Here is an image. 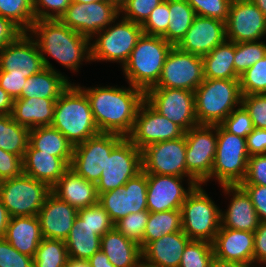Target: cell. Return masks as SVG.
Wrapping results in <instances>:
<instances>
[{
    "label": "cell",
    "mask_w": 266,
    "mask_h": 267,
    "mask_svg": "<svg viewBox=\"0 0 266 267\" xmlns=\"http://www.w3.org/2000/svg\"><path fill=\"white\" fill-rule=\"evenodd\" d=\"M67 76L60 71L49 68L42 69L39 73L27 78L19 98H49L58 99L59 96L70 86Z\"/></svg>",
    "instance_id": "32"
},
{
    "label": "cell",
    "mask_w": 266,
    "mask_h": 267,
    "mask_svg": "<svg viewBox=\"0 0 266 267\" xmlns=\"http://www.w3.org/2000/svg\"><path fill=\"white\" fill-rule=\"evenodd\" d=\"M88 261L91 267H114L107 255L101 250L94 253Z\"/></svg>",
    "instance_id": "60"
},
{
    "label": "cell",
    "mask_w": 266,
    "mask_h": 267,
    "mask_svg": "<svg viewBox=\"0 0 266 267\" xmlns=\"http://www.w3.org/2000/svg\"><path fill=\"white\" fill-rule=\"evenodd\" d=\"M140 267H157V266H154V265H148V264H146V263H144V262L142 261Z\"/></svg>",
    "instance_id": "68"
},
{
    "label": "cell",
    "mask_w": 266,
    "mask_h": 267,
    "mask_svg": "<svg viewBox=\"0 0 266 267\" xmlns=\"http://www.w3.org/2000/svg\"><path fill=\"white\" fill-rule=\"evenodd\" d=\"M163 0H127L120 9L123 18L142 25Z\"/></svg>",
    "instance_id": "49"
},
{
    "label": "cell",
    "mask_w": 266,
    "mask_h": 267,
    "mask_svg": "<svg viewBox=\"0 0 266 267\" xmlns=\"http://www.w3.org/2000/svg\"><path fill=\"white\" fill-rule=\"evenodd\" d=\"M51 192L77 210L98 203L96 184L69 168L51 187Z\"/></svg>",
    "instance_id": "26"
},
{
    "label": "cell",
    "mask_w": 266,
    "mask_h": 267,
    "mask_svg": "<svg viewBox=\"0 0 266 267\" xmlns=\"http://www.w3.org/2000/svg\"><path fill=\"white\" fill-rule=\"evenodd\" d=\"M190 240L183 231L166 234L142 250V261L157 267H179L184 248Z\"/></svg>",
    "instance_id": "27"
},
{
    "label": "cell",
    "mask_w": 266,
    "mask_h": 267,
    "mask_svg": "<svg viewBox=\"0 0 266 267\" xmlns=\"http://www.w3.org/2000/svg\"><path fill=\"white\" fill-rule=\"evenodd\" d=\"M120 16V10L106 0L91 3L71 2L59 20L67 27L93 41L101 30H104Z\"/></svg>",
    "instance_id": "14"
},
{
    "label": "cell",
    "mask_w": 266,
    "mask_h": 267,
    "mask_svg": "<svg viewBox=\"0 0 266 267\" xmlns=\"http://www.w3.org/2000/svg\"><path fill=\"white\" fill-rule=\"evenodd\" d=\"M28 32L36 38L45 68L57 71L45 55L73 72H78L82 61L91 62V40L65 26L59 19L35 20Z\"/></svg>",
    "instance_id": "2"
},
{
    "label": "cell",
    "mask_w": 266,
    "mask_h": 267,
    "mask_svg": "<svg viewBox=\"0 0 266 267\" xmlns=\"http://www.w3.org/2000/svg\"><path fill=\"white\" fill-rule=\"evenodd\" d=\"M182 231L181 210L149 212L143 236V249L166 234Z\"/></svg>",
    "instance_id": "37"
},
{
    "label": "cell",
    "mask_w": 266,
    "mask_h": 267,
    "mask_svg": "<svg viewBox=\"0 0 266 267\" xmlns=\"http://www.w3.org/2000/svg\"><path fill=\"white\" fill-rule=\"evenodd\" d=\"M2 180L0 179V190H1Z\"/></svg>",
    "instance_id": "69"
},
{
    "label": "cell",
    "mask_w": 266,
    "mask_h": 267,
    "mask_svg": "<svg viewBox=\"0 0 266 267\" xmlns=\"http://www.w3.org/2000/svg\"><path fill=\"white\" fill-rule=\"evenodd\" d=\"M196 13L186 0H169V24L162 36L172 46H177L192 25Z\"/></svg>",
    "instance_id": "35"
},
{
    "label": "cell",
    "mask_w": 266,
    "mask_h": 267,
    "mask_svg": "<svg viewBox=\"0 0 266 267\" xmlns=\"http://www.w3.org/2000/svg\"><path fill=\"white\" fill-rule=\"evenodd\" d=\"M72 159H61L35 150L30 144L23 157V172L52 187L70 168Z\"/></svg>",
    "instance_id": "28"
},
{
    "label": "cell",
    "mask_w": 266,
    "mask_h": 267,
    "mask_svg": "<svg viewBox=\"0 0 266 267\" xmlns=\"http://www.w3.org/2000/svg\"><path fill=\"white\" fill-rule=\"evenodd\" d=\"M141 171L142 151L124 137L106 157L105 168L96 184L98 195L124 186Z\"/></svg>",
    "instance_id": "11"
},
{
    "label": "cell",
    "mask_w": 266,
    "mask_h": 267,
    "mask_svg": "<svg viewBox=\"0 0 266 267\" xmlns=\"http://www.w3.org/2000/svg\"><path fill=\"white\" fill-rule=\"evenodd\" d=\"M199 125H218L241 105L239 79H204L194 91Z\"/></svg>",
    "instance_id": "5"
},
{
    "label": "cell",
    "mask_w": 266,
    "mask_h": 267,
    "mask_svg": "<svg viewBox=\"0 0 266 267\" xmlns=\"http://www.w3.org/2000/svg\"><path fill=\"white\" fill-rule=\"evenodd\" d=\"M241 105L249 113L254 127L266 129V94L243 95Z\"/></svg>",
    "instance_id": "50"
},
{
    "label": "cell",
    "mask_w": 266,
    "mask_h": 267,
    "mask_svg": "<svg viewBox=\"0 0 266 267\" xmlns=\"http://www.w3.org/2000/svg\"><path fill=\"white\" fill-rule=\"evenodd\" d=\"M51 126L59 130L73 146L100 133L87 95L79 84L71 83L56 100Z\"/></svg>",
    "instance_id": "3"
},
{
    "label": "cell",
    "mask_w": 266,
    "mask_h": 267,
    "mask_svg": "<svg viewBox=\"0 0 266 267\" xmlns=\"http://www.w3.org/2000/svg\"><path fill=\"white\" fill-rule=\"evenodd\" d=\"M0 15L28 32L35 21L33 0H0Z\"/></svg>",
    "instance_id": "40"
},
{
    "label": "cell",
    "mask_w": 266,
    "mask_h": 267,
    "mask_svg": "<svg viewBox=\"0 0 266 267\" xmlns=\"http://www.w3.org/2000/svg\"><path fill=\"white\" fill-rule=\"evenodd\" d=\"M56 100L49 98L14 99L11 116L19 125L29 129L51 126Z\"/></svg>",
    "instance_id": "31"
},
{
    "label": "cell",
    "mask_w": 266,
    "mask_h": 267,
    "mask_svg": "<svg viewBox=\"0 0 266 267\" xmlns=\"http://www.w3.org/2000/svg\"><path fill=\"white\" fill-rule=\"evenodd\" d=\"M100 250L114 267H140L142 250L138 243L126 238L115 227L101 237Z\"/></svg>",
    "instance_id": "30"
},
{
    "label": "cell",
    "mask_w": 266,
    "mask_h": 267,
    "mask_svg": "<svg viewBox=\"0 0 266 267\" xmlns=\"http://www.w3.org/2000/svg\"><path fill=\"white\" fill-rule=\"evenodd\" d=\"M212 246L216 258L225 261H237L254 267V232L220 226Z\"/></svg>",
    "instance_id": "25"
},
{
    "label": "cell",
    "mask_w": 266,
    "mask_h": 267,
    "mask_svg": "<svg viewBox=\"0 0 266 267\" xmlns=\"http://www.w3.org/2000/svg\"><path fill=\"white\" fill-rule=\"evenodd\" d=\"M78 210L52 192L38 212L43 238L65 241L73 227Z\"/></svg>",
    "instance_id": "23"
},
{
    "label": "cell",
    "mask_w": 266,
    "mask_h": 267,
    "mask_svg": "<svg viewBox=\"0 0 266 267\" xmlns=\"http://www.w3.org/2000/svg\"><path fill=\"white\" fill-rule=\"evenodd\" d=\"M213 257L212 243L190 240L184 248L179 267H209Z\"/></svg>",
    "instance_id": "43"
},
{
    "label": "cell",
    "mask_w": 266,
    "mask_h": 267,
    "mask_svg": "<svg viewBox=\"0 0 266 267\" xmlns=\"http://www.w3.org/2000/svg\"><path fill=\"white\" fill-rule=\"evenodd\" d=\"M184 135L188 184H204L216 156L217 125H197Z\"/></svg>",
    "instance_id": "10"
},
{
    "label": "cell",
    "mask_w": 266,
    "mask_h": 267,
    "mask_svg": "<svg viewBox=\"0 0 266 267\" xmlns=\"http://www.w3.org/2000/svg\"><path fill=\"white\" fill-rule=\"evenodd\" d=\"M185 177L173 175L147 174V210L162 212L181 209L187 195L197 184L183 187Z\"/></svg>",
    "instance_id": "21"
},
{
    "label": "cell",
    "mask_w": 266,
    "mask_h": 267,
    "mask_svg": "<svg viewBox=\"0 0 266 267\" xmlns=\"http://www.w3.org/2000/svg\"><path fill=\"white\" fill-rule=\"evenodd\" d=\"M66 267H91L88 260L68 257Z\"/></svg>",
    "instance_id": "64"
},
{
    "label": "cell",
    "mask_w": 266,
    "mask_h": 267,
    "mask_svg": "<svg viewBox=\"0 0 266 267\" xmlns=\"http://www.w3.org/2000/svg\"><path fill=\"white\" fill-rule=\"evenodd\" d=\"M204 81L203 59L173 46L166 56L161 77L151 88L195 91Z\"/></svg>",
    "instance_id": "12"
},
{
    "label": "cell",
    "mask_w": 266,
    "mask_h": 267,
    "mask_svg": "<svg viewBox=\"0 0 266 267\" xmlns=\"http://www.w3.org/2000/svg\"><path fill=\"white\" fill-rule=\"evenodd\" d=\"M169 23V0H163L141 26L143 33L162 37L167 32Z\"/></svg>",
    "instance_id": "48"
},
{
    "label": "cell",
    "mask_w": 266,
    "mask_h": 267,
    "mask_svg": "<svg viewBox=\"0 0 266 267\" xmlns=\"http://www.w3.org/2000/svg\"><path fill=\"white\" fill-rule=\"evenodd\" d=\"M51 187L22 174L2 181L0 199L11 217L37 216Z\"/></svg>",
    "instance_id": "9"
},
{
    "label": "cell",
    "mask_w": 266,
    "mask_h": 267,
    "mask_svg": "<svg viewBox=\"0 0 266 267\" xmlns=\"http://www.w3.org/2000/svg\"><path fill=\"white\" fill-rule=\"evenodd\" d=\"M67 260L65 241L43 238L33 257V267H66Z\"/></svg>",
    "instance_id": "39"
},
{
    "label": "cell",
    "mask_w": 266,
    "mask_h": 267,
    "mask_svg": "<svg viewBox=\"0 0 266 267\" xmlns=\"http://www.w3.org/2000/svg\"><path fill=\"white\" fill-rule=\"evenodd\" d=\"M226 40L225 22L196 16L177 47L185 52L203 57Z\"/></svg>",
    "instance_id": "22"
},
{
    "label": "cell",
    "mask_w": 266,
    "mask_h": 267,
    "mask_svg": "<svg viewBox=\"0 0 266 267\" xmlns=\"http://www.w3.org/2000/svg\"><path fill=\"white\" fill-rule=\"evenodd\" d=\"M209 267H252V266L237 261L221 260L214 256L210 262Z\"/></svg>",
    "instance_id": "63"
},
{
    "label": "cell",
    "mask_w": 266,
    "mask_h": 267,
    "mask_svg": "<svg viewBox=\"0 0 266 267\" xmlns=\"http://www.w3.org/2000/svg\"><path fill=\"white\" fill-rule=\"evenodd\" d=\"M220 125L229 133L246 138L253 132V122L249 113L240 105L226 117Z\"/></svg>",
    "instance_id": "47"
},
{
    "label": "cell",
    "mask_w": 266,
    "mask_h": 267,
    "mask_svg": "<svg viewBox=\"0 0 266 267\" xmlns=\"http://www.w3.org/2000/svg\"><path fill=\"white\" fill-rule=\"evenodd\" d=\"M266 265V222H260L254 231L253 263Z\"/></svg>",
    "instance_id": "58"
},
{
    "label": "cell",
    "mask_w": 266,
    "mask_h": 267,
    "mask_svg": "<svg viewBox=\"0 0 266 267\" xmlns=\"http://www.w3.org/2000/svg\"><path fill=\"white\" fill-rule=\"evenodd\" d=\"M80 88L86 93L100 133L127 137L132 131L136 114L145 100V92L132 85L129 88L100 86Z\"/></svg>",
    "instance_id": "1"
},
{
    "label": "cell",
    "mask_w": 266,
    "mask_h": 267,
    "mask_svg": "<svg viewBox=\"0 0 266 267\" xmlns=\"http://www.w3.org/2000/svg\"><path fill=\"white\" fill-rule=\"evenodd\" d=\"M149 211L131 213L117 221L114 227L126 238L138 243L143 250V236L147 226Z\"/></svg>",
    "instance_id": "45"
},
{
    "label": "cell",
    "mask_w": 266,
    "mask_h": 267,
    "mask_svg": "<svg viewBox=\"0 0 266 267\" xmlns=\"http://www.w3.org/2000/svg\"><path fill=\"white\" fill-rule=\"evenodd\" d=\"M23 173V157L0 149V179H11Z\"/></svg>",
    "instance_id": "54"
},
{
    "label": "cell",
    "mask_w": 266,
    "mask_h": 267,
    "mask_svg": "<svg viewBox=\"0 0 266 267\" xmlns=\"http://www.w3.org/2000/svg\"><path fill=\"white\" fill-rule=\"evenodd\" d=\"M186 140L181 138L151 144L142 150V170L146 174L187 177Z\"/></svg>",
    "instance_id": "18"
},
{
    "label": "cell",
    "mask_w": 266,
    "mask_h": 267,
    "mask_svg": "<svg viewBox=\"0 0 266 267\" xmlns=\"http://www.w3.org/2000/svg\"><path fill=\"white\" fill-rule=\"evenodd\" d=\"M266 16V0H251Z\"/></svg>",
    "instance_id": "65"
},
{
    "label": "cell",
    "mask_w": 266,
    "mask_h": 267,
    "mask_svg": "<svg viewBox=\"0 0 266 267\" xmlns=\"http://www.w3.org/2000/svg\"><path fill=\"white\" fill-rule=\"evenodd\" d=\"M39 47L28 32L21 33L0 51V70L25 74L26 78L44 69Z\"/></svg>",
    "instance_id": "20"
},
{
    "label": "cell",
    "mask_w": 266,
    "mask_h": 267,
    "mask_svg": "<svg viewBox=\"0 0 266 267\" xmlns=\"http://www.w3.org/2000/svg\"><path fill=\"white\" fill-rule=\"evenodd\" d=\"M107 2L113 4L117 9H121L125 3L127 2V0H106Z\"/></svg>",
    "instance_id": "66"
},
{
    "label": "cell",
    "mask_w": 266,
    "mask_h": 267,
    "mask_svg": "<svg viewBox=\"0 0 266 267\" xmlns=\"http://www.w3.org/2000/svg\"><path fill=\"white\" fill-rule=\"evenodd\" d=\"M0 267H33V257L20 253L7 240L0 238Z\"/></svg>",
    "instance_id": "52"
},
{
    "label": "cell",
    "mask_w": 266,
    "mask_h": 267,
    "mask_svg": "<svg viewBox=\"0 0 266 267\" xmlns=\"http://www.w3.org/2000/svg\"><path fill=\"white\" fill-rule=\"evenodd\" d=\"M14 100L0 87V115H9L12 113Z\"/></svg>",
    "instance_id": "61"
},
{
    "label": "cell",
    "mask_w": 266,
    "mask_h": 267,
    "mask_svg": "<svg viewBox=\"0 0 266 267\" xmlns=\"http://www.w3.org/2000/svg\"><path fill=\"white\" fill-rule=\"evenodd\" d=\"M10 218L9 212L0 199V238L4 237Z\"/></svg>",
    "instance_id": "62"
},
{
    "label": "cell",
    "mask_w": 266,
    "mask_h": 267,
    "mask_svg": "<svg viewBox=\"0 0 266 267\" xmlns=\"http://www.w3.org/2000/svg\"><path fill=\"white\" fill-rule=\"evenodd\" d=\"M26 81L27 78L25 74L7 73L6 71L0 70V87L6 91L13 100L21 96Z\"/></svg>",
    "instance_id": "55"
},
{
    "label": "cell",
    "mask_w": 266,
    "mask_h": 267,
    "mask_svg": "<svg viewBox=\"0 0 266 267\" xmlns=\"http://www.w3.org/2000/svg\"><path fill=\"white\" fill-rule=\"evenodd\" d=\"M241 95L266 94V55L239 77Z\"/></svg>",
    "instance_id": "44"
},
{
    "label": "cell",
    "mask_w": 266,
    "mask_h": 267,
    "mask_svg": "<svg viewBox=\"0 0 266 267\" xmlns=\"http://www.w3.org/2000/svg\"><path fill=\"white\" fill-rule=\"evenodd\" d=\"M71 2L72 0H33L35 20H57Z\"/></svg>",
    "instance_id": "51"
},
{
    "label": "cell",
    "mask_w": 266,
    "mask_h": 267,
    "mask_svg": "<svg viewBox=\"0 0 266 267\" xmlns=\"http://www.w3.org/2000/svg\"><path fill=\"white\" fill-rule=\"evenodd\" d=\"M3 238L20 253L34 257L43 239L38 216L11 217Z\"/></svg>",
    "instance_id": "29"
},
{
    "label": "cell",
    "mask_w": 266,
    "mask_h": 267,
    "mask_svg": "<svg viewBox=\"0 0 266 267\" xmlns=\"http://www.w3.org/2000/svg\"><path fill=\"white\" fill-rule=\"evenodd\" d=\"M72 1L73 2L82 3V4H86V3L96 2V1H100V0H72Z\"/></svg>",
    "instance_id": "67"
},
{
    "label": "cell",
    "mask_w": 266,
    "mask_h": 267,
    "mask_svg": "<svg viewBox=\"0 0 266 267\" xmlns=\"http://www.w3.org/2000/svg\"><path fill=\"white\" fill-rule=\"evenodd\" d=\"M197 16L226 22L232 0H186Z\"/></svg>",
    "instance_id": "46"
},
{
    "label": "cell",
    "mask_w": 266,
    "mask_h": 267,
    "mask_svg": "<svg viewBox=\"0 0 266 267\" xmlns=\"http://www.w3.org/2000/svg\"><path fill=\"white\" fill-rule=\"evenodd\" d=\"M182 231L191 239L213 243L221 226V209L202 184L187 195L181 206Z\"/></svg>",
    "instance_id": "6"
},
{
    "label": "cell",
    "mask_w": 266,
    "mask_h": 267,
    "mask_svg": "<svg viewBox=\"0 0 266 267\" xmlns=\"http://www.w3.org/2000/svg\"><path fill=\"white\" fill-rule=\"evenodd\" d=\"M246 138L227 132L217 125L216 156L210 179H216L220 185H238L247 173L249 159Z\"/></svg>",
    "instance_id": "7"
},
{
    "label": "cell",
    "mask_w": 266,
    "mask_h": 267,
    "mask_svg": "<svg viewBox=\"0 0 266 267\" xmlns=\"http://www.w3.org/2000/svg\"><path fill=\"white\" fill-rule=\"evenodd\" d=\"M235 43L225 40L203 56L204 79H239L234 67Z\"/></svg>",
    "instance_id": "33"
},
{
    "label": "cell",
    "mask_w": 266,
    "mask_h": 267,
    "mask_svg": "<svg viewBox=\"0 0 266 267\" xmlns=\"http://www.w3.org/2000/svg\"><path fill=\"white\" fill-rule=\"evenodd\" d=\"M266 55L264 41L235 43L234 67L235 72L241 76L257 61Z\"/></svg>",
    "instance_id": "42"
},
{
    "label": "cell",
    "mask_w": 266,
    "mask_h": 267,
    "mask_svg": "<svg viewBox=\"0 0 266 267\" xmlns=\"http://www.w3.org/2000/svg\"><path fill=\"white\" fill-rule=\"evenodd\" d=\"M147 174L142 170L124 186L99 194L98 203L115 224L131 213L147 210Z\"/></svg>",
    "instance_id": "17"
},
{
    "label": "cell",
    "mask_w": 266,
    "mask_h": 267,
    "mask_svg": "<svg viewBox=\"0 0 266 267\" xmlns=\"http://www.w3.org/2000/svg\"><path fill=\"white\" fill-rule=\"evenodd\" d=\"M221 187L226 195L233 196L228 209L221 210V227L254 232L261 221L247 192L239 184Z\"/></svg>",
    "instance_id": "24"
},
{
    "label": "cell",
    "mask_w": 266,
    "mask_h": 267,
    "mask_svg": "<svg viewBox=\"0 0 266 267\" xmlns=\"http://www.w3.org/2000/svg\"><path fill=\"white\" fill-rule=\"evenodd\" d=\"M30 129L19 125L11 114L0 115V149L24 157L29 144Z\"/></svg>",
    "instance_id": "36"
},
{
    "label": "cell",
    "mask_w": 266,
    "mask_h": 267,
    "mask_svg": "<svg viewBox=\"0 0 266 267\" xmlns=\"http://www.w3.org/2000/svg\"><path fill=\"white\" fill-rule=\"evenodd\" d=\"M87 226L93 229L98 236H103L114 227L108 213L96 203L86 208L78 209L77 216L73 222V227Z\"/></svg>",
    "instance_id": "41"
},
{
    "label": "cell",
    "mask_w": 266,
    "mask_h": 267,
    "mask_svg": "<svg viewBox=\"0 0 266 267\" xmlns=\"http://www.w3.org/2000/svg\"><path fill=\"white\" fill-rule=\"evenodd\" d=\"M145 100L162 116L180 126L185 132L199 125L195 113L193 91L175 88H150Z\"/></svg>",
    "instance_id": "13"
},
{
    "label": "cell",
    "mask_w": 266,
    "mask_h": 267,
    "mask_svg": "<svg viewBox=\"0 0 266 267\" xmlns=\"http://www.w3.org/2000/svg\"><path fill=\"white\" fill-rule=\"evenodd\" d=\"M29 144L41 153H47L61 159H72L74 146L56 128L39 126L29 131Z\"/></svg>",
    "instance_id": "34"
},
{
    "label": "cell",
    "mask_w": 266,
    "mask_h": 267,
    "mask_svg": "<svg viewBox=\"0 0 266 267\" xmlns=\"http://www.w3.org/2000/svg\"><path fill=\"white\" fill-rule=\"evenodd\" d=\"M65 243L68 257L88 260L100 250L101 236L87 226L72 227Z\"/></svg>",
    "instance_id": "38"
},
{
    "label": "cell",
    "mask_w": 266,
    "mask_h": 267,
    "mask_svg": "<svg viewBox=\"0 0 266 267\" xmlns=\"http://www.w3.org/2000/svg\"><path fill=\"white\" fill-rule=\"evenodd\" d=\"M246 144L249 156L266 154V129L254 127L246 137Z\"/></svg>",
    "instance_id": "57"
},
{
    "label": "cell",
    "mask_w": 266,
    "mask_h": 267,
    "mask_svg": "<svg viewBox=\"0 0 266 267\" xmlns=\"http://www.w3.org/2000/svg\"><path fill=\"white\" fill-rule=\"evenodd\" d=\"M225 28L226 39L234 43L260 41L266 35V16L251 0H232Z\"/></svg>",
    "instance_id": "19"
},
{
    "label": "cell",
    "mask_w": 266,
    "mask_h": 267,
    "mask_svg": "<svg viewBox=\"0 0 266 267\" xmlns=\"http://www.w3.org/2000/svg\"><path fill=\"white\" fill-rule=\"evenodd\" d=\"M124 137L113 133H99L74 146L70 168L87 181L97 184L106 157Z\"/></svg>",
    "instance_id": "15"
},
{
    "label": "cell",
    "mask_w": 266,
    "mask_h": 267,
    "mask_svg": "<svg viewBox=\"0 0 266 267\" xmlns=\"http://www.w3.org/2000/svg\"><path fill=\"white\" fill-rule=\"evenodd\" d=\"M184 134L185 131L180 126L159 114L144 100L127 138L142 151L151 144L181 138Z\"/></svg>",
    "instance_id": "16"
},
{
    "label": "cell",
    "mask_w": 266,
    "mask_h": 267,
    "mask_svg": "<svg viewBox=\"0 0 266 267\" xmlns=\"http://www.w3.org/2000/svg\"><path fill=\"white\" fill-rule=\"evenodd\" d=\"M240 184L266 186V154L253 155L249 157L247 173Z\"/></svg>",
    "instance_id": "53"
},
{
    "label": "cell",
    "mask_w": 266,
    "mask_h": 267,
    "mask_svg": "<svg viewBox=\"0 0 266 267\" xmlns=\"http://www.w3.org/2000/svg\"><path fill=\"white\" fill-rule=\"evenodd\" d=\"M23 31L10 19L0 15V51L14 41Z\"/></svg>",
    "instance_id": "59"
},
{
    "label": "cell",
    "mask_w": 266,
    "mask_h": 267,
    "mask_svg": "<svg viewBox=\"0 0 266 267\" xmlns=\"http://www.w3.org/2000/svg\"><path fill=\"white\" fill-rule=\"evenodd\" d=\"M249 195L261 222H266V186L239 184Z\"/></svg>",
    "instance_id": "56"
},
{
    "label": "cell",
    "mask_w": 266,
    "mask_h": 267,
    "mask_svg": "<svg viewBox=\"0 0 266 267\" xmlns=\"http://www.w3.org/2000/svg\"><path fill=\"white\" fill-rule=\"evenodd\" d=\"M120 19L116 24L115 19L95 35L97 39L90 44L91 61L119 62L122 67L127 62L143 30L138 23L123 17Z\"/></svg>",
    "instance_id": "8"
},
{
    "label": "cell",
    "mask_w": 266,
    "mask_h": 267,
    "mask_svg": "<svg viewBox=\"0 0 266 267\" xmlns=\"http://www.w3.org/2000/svg\"><path fill=\"white\" fill-rule=\"evenodd\" d=\"M173 46L161 36L143 33L122 70L129 85L146 92L159 81L167 54Z\"/></svg>",
    "instance_id": "4"
}]
</instances>
